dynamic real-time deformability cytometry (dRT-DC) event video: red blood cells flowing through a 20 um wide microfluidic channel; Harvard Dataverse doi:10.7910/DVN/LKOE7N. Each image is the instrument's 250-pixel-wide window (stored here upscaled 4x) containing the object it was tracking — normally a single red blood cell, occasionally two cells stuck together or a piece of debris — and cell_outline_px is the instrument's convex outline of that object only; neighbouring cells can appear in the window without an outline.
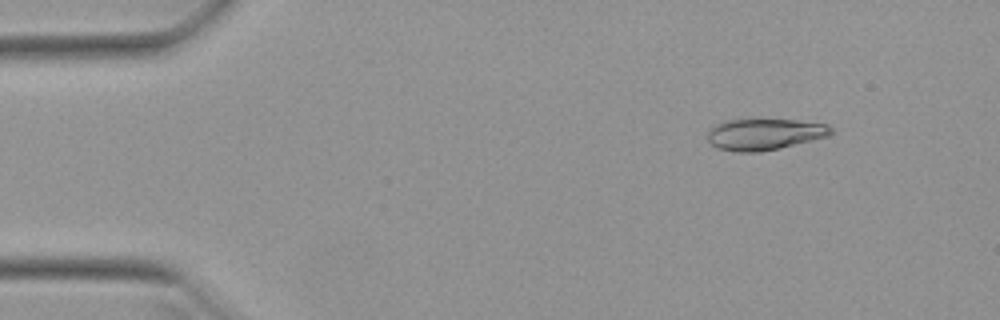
{"species": "Egyptian fruit bat (a non-hibernating species)", "species_latin": "Rousettus aegyptiacus", "temperature_condition": "warm", "stored_images_in_passage": 42, "camera_frame_rate_fps": 3000, "um_per_image_px": 0.085, "animal": {"sex": "female"}, "frame": {"image": 1, "passage_image": 6, "time_ms": 1.667, "image_size_px": [1000, 320], "cell_outline_px": [[832, 132], [828, 136], [780, 148], [760, 152], [736, 152], [716, 148], [708, 140], [708, 132], [716, 124], [728, 120], [796, 120], [828, 124], [832, 128]], "centroid_in_image_um": [64.98, 11.42], "position_along_channel_um": 20.0, "area_um2": 22.37}}
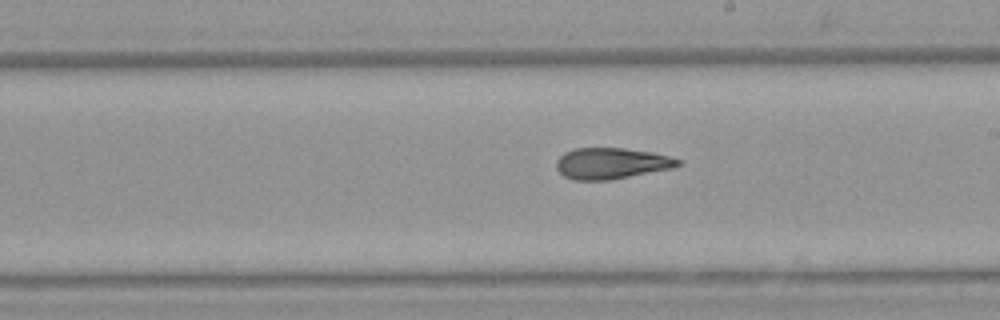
{"frame": {"image": 2, "passage_image": 29, "time_ms": 9.333, "image_size_px": [1000, 320], "cell_outline_px": [[680, 164], [672, 168], [612, 180], [572, 180], [564, 176], [556, 168], [556, 160], [564, 152], [576, 148], [624, 148], [652, 152], [668, 156], [680, 160]], "centroid_in_image_um": [51.93, 13.89], "position_along_channel_um": 237.1, "area_um2": 22.08}}
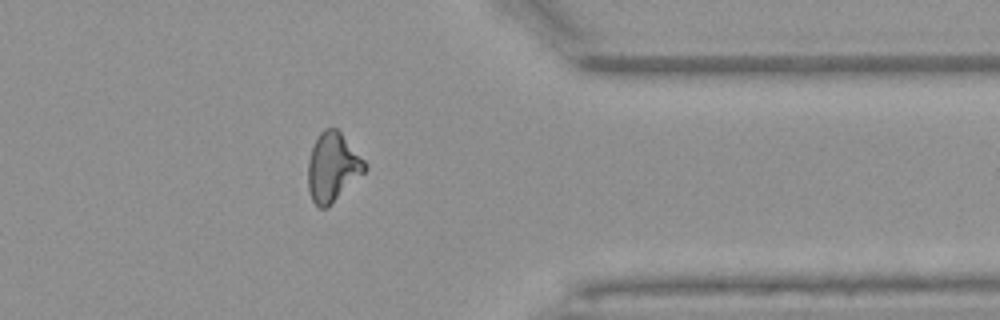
{"frame": {"image": 3, "passage_image": 41, "time_ms": 13.333, "image_size_px": [1000, 320], "cell_outline_px": [[368, 168], [328, 208], [320, 208], [312, 200], [308, 192], [308, 160], [312, 148], [320, 132], [324, 128], [332, 124], [340, 132], [364, 160]], "centroid_in_image_um": [28.26, 14.2], "position_along_channel_um": 383.1, "area_um2": 22.77}}